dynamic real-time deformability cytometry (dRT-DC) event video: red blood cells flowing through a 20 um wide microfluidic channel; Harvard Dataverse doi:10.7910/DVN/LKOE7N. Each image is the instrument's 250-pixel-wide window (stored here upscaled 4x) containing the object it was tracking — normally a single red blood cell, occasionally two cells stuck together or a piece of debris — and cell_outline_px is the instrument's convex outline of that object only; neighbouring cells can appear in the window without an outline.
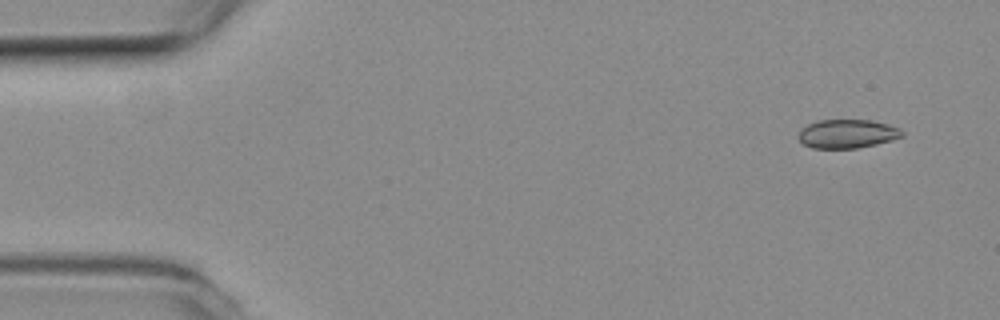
{"species": "common noctule bat (a hibernating species)", "species_latin": "Nyctalus noctula", "temperature_condition": "room temperature", "stored_images_in_passage": 4, "camera_frame_rate_fps": 3000, "um_per_image_px": 0.085, "animal": {"sex": "female", "body_mass_g": 19.3, "forearm_length_mm": 54.1}, "frame": {"image": 1, "passage_image": 1, "time_ms": 0.0, "image_size_px": [1000, 320], "cell_outline_px": [[904, 136], [892, 140], [876, 144], [856, 148], [812, 148], [804, 144], [796, 136], [808, 124], [820, 120], [872, 120], [888, 124], [900, 128], [904, 132]], "centroid_in_image_um": [72.05, 11.37], "position_along_channel_um": 12.9, "area_um2": 17.34}}
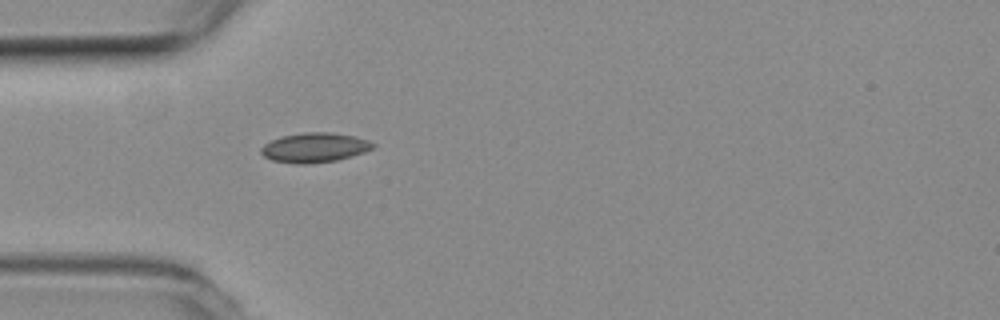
{"frame": {"image": 2, "passage_image": 4, "time_ms": 1.0, "image_size_px": [1000, 320], "cell_outline_px": [[376, 148], [364, 152], [336, 160], [308, 164], [296, 164], [272, 160], [264, 156], [260, 152], [260, 148], [264, 144], [280, 136], [304, 132], [332, 132], [356, 136], [368, 140], [376, 144]], "centroid_in_image_um": [26.75, 12.53], "position_along_channel_um": 58.2, "area_um2": 19.48}}